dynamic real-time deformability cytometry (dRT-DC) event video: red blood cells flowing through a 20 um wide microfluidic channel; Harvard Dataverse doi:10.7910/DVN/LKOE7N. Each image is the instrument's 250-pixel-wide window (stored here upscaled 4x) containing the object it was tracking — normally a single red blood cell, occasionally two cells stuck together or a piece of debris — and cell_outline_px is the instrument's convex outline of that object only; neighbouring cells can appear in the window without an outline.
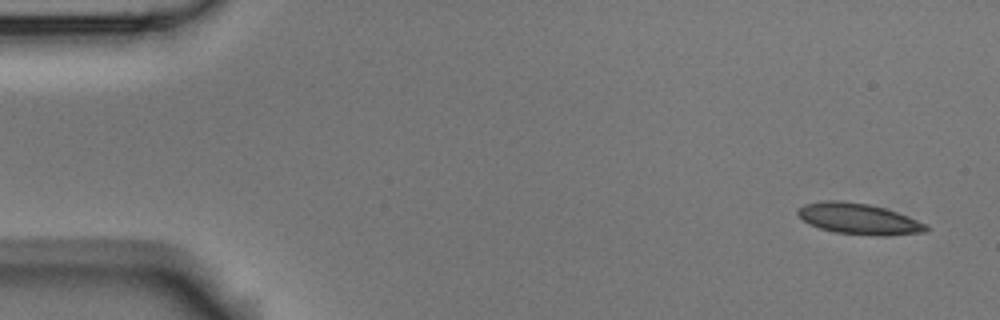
{"species": "Egyptian fruit bat (a non-hibernating species)", "species_latin": "Rousettus aegyptiacus", "temperature_condition": "room temperature", "stored_images_in_passage": 5, "camera_frame_rate_fps": 3000, "um_per_image_px": 0.085, "animal": {"sex": "male"}, "frame": {"image": 1, "passage_image": 1, "time_ms": 0.0, "image_size_px": [1000, 320], "cell_outline_px": [[928, 232], [884, 236], [880, 236], [836, 232], [820, 228], [808, 224], [796, 212], [804, 204], [824, 200], [836, 200], [868, 204], [884, 208], [908, 216], [928, 224]], "centroid_in_image_um": [73.03, 18.6], "position_along_channel_um": 12.0, "area_um2": 23.06}}
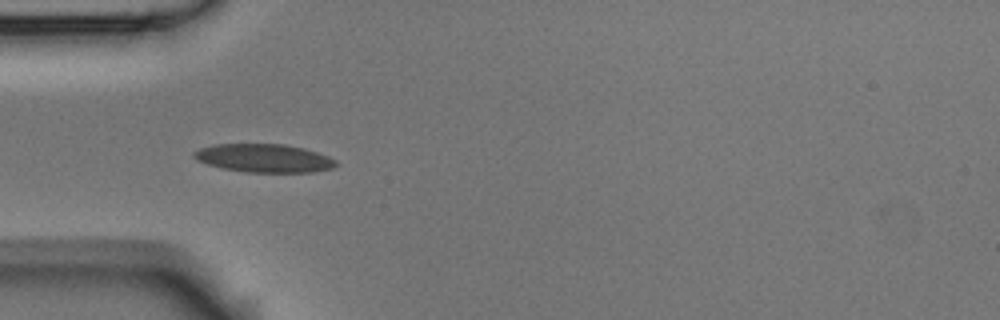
{"frame": {"image": 2, "passage_image": 4, "time_ms": 4.667, "image_size_px": [1000, 320], "cell_outline_px": [[336, 164], [332, 168], [312, 172], [244, 172], [224, 168], [208, 164], [196, 160], [192, 156], [192, 152], [200, 148], [212, 144], [284, 144], [304, 148], [328, 156], [336, 160]], "centroid_in_image_um": [22.41, 13.43], "position_along_channel_um": 62.6, "area_um2": 23.41}}
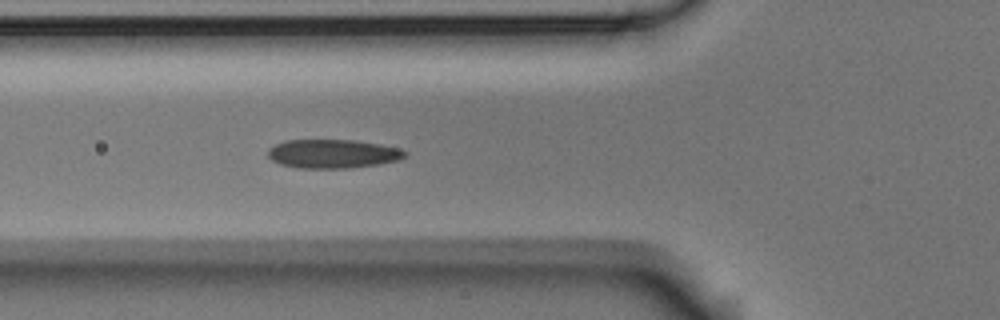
{"frame": {"image": 3, "passage_image": 5, "time_ms": 5.667, "image_size_px": [1000, 320], "cell_outline_px": [[408, 156], [400, 160], [380, 164], [348, 168], [296, 168], [280, 164], [272, 160], [268, 156], [268, 148], [284, 140], [356, 140], [380, 144], [400, 148], [408, 152]], "centroid_in_image_um": [28.32, 13.07], "position_along_channel_um": 97.5, "area_um2": 23.29}}